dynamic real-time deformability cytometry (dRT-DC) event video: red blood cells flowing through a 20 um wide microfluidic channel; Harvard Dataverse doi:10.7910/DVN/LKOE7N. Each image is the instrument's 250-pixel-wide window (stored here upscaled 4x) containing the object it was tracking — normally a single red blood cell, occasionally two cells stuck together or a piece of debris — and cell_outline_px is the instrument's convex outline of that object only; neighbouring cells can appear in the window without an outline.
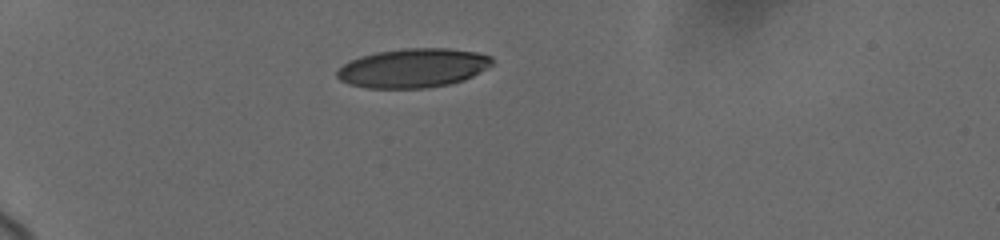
{"species": "human", "species_latin": "Homo sapiens", "temperature_condition": "cold", "stored_images_in_passage": 3, "camera_frame_rate_fps": 3000, "um_per_image_px": 0.085, "donor": {"sex": "female"}, "frame": {"image": 1, "passage_image": 1, "time_ms": 0.0, "image_size_px": [1000, 240], "cell_outline_px": [[492, 64], [472, 76], [464, 80], [452, 84], [428, 88], [364, 88], [348, 84], [340, 80], [336, 76], [336, 72], [344, 64], [360, 56], [376, 52], [404, 48], [448, 48], [476, 52], [492, 56]], "centroid_in_image_um": [35.1, 5.79], "position_along_channel_um": 49.9, "area_um2": 35.43}}
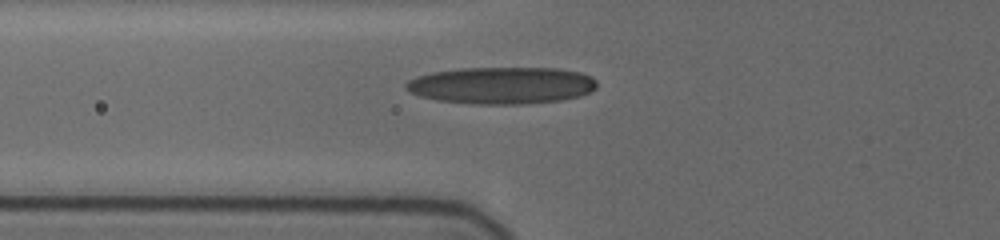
{"frame": {"image": 2, "passage_image": 3, "time_ms": 2.0, "image_size_px": [1000, 240], "cell_outline_px": [[596, 88], [592, 92], [580, 96], [560, 100], [524, 104], [476, 104], [436, 100], [420, 96], [404, 88], [404, 84], [408, 80], [416, 76], [432, 72], [460, 68], [556, 68], [580, 72], [592, 76], [596, 80]], "centroid_in_image_um": [42.65, 7.25], "position_along_channel_um": 83.2, "area_um2": 41.38}}